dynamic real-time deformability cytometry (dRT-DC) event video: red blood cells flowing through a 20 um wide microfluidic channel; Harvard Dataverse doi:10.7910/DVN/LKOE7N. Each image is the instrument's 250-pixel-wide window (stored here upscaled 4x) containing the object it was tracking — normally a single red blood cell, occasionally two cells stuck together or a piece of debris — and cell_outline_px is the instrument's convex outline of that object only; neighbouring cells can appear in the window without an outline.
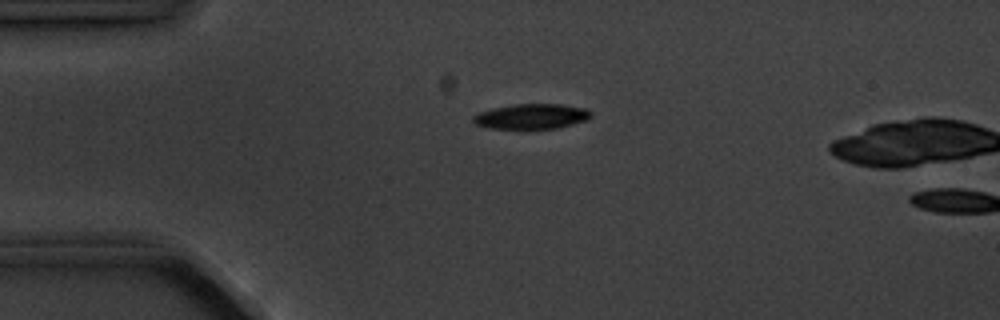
{"species": "common noctule bat (a hibernating species)", "species_latin": "Nyctalus noctula", "temperature_condition": "cold", "stored_images_in_passage": 4, "camera_frame_rate_fps": 3000, "um_per_image_px": 0.085, "animal": {"sex": "male", "body_mass_g": 20.1, "forearm_length_mm": 53.5}, "frame": {"image": 1, "passage_image": 3, "time_ms": 3.333, "image_size_px": [1000, 320], "cell_outline_px": [[592, 116], [588, 120], [560, 128], [524, 132], [520, 132], [488, 128], [476, 124], [472, 120], [472, 116], [480, 112], [492, 108], [512, 104], [560, 104], [588, 108], [592, 112]], "centroid_in_image_um": [45.19, 9.95], "position_along_channel_um": 39.8, "area_um2": 18.5}}